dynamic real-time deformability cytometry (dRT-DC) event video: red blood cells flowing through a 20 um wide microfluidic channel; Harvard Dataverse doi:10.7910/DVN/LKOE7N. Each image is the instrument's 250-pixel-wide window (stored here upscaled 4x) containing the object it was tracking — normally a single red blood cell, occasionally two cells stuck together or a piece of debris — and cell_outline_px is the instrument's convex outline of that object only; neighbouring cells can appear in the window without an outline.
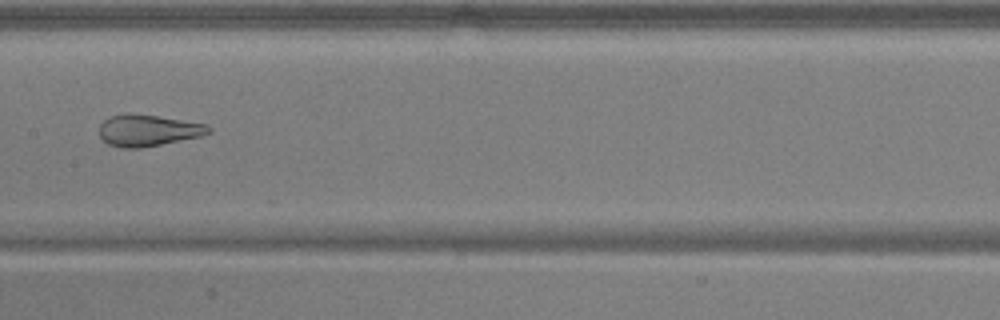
{"species": "common noctule bat (a hibernating species)", "species_latin": "Nyctalus noctula", "temperature_condition": "warm", "stored_images_in_passage": 7, "camera_frame_rate_fps": 3000, "um_per_image_px": 0.085, "animal": {"sex": "male", "body_mass_g": 17.9, "forearm_length_mm": 54.2}, "frame": {"image": 1, "passage_image": 7, "time_ms": 2.0, "image_size_px": [1000, 320], "cell_outline_px": [[212, 128], [208, 132], [200, 136], [140, 148], [124, 148], [108, 144], [100, 136], [100, 124], [104, 120], [112, 116], [128, 112], [156, 116], [208, 124]], "centroid_in_image_um": [12.56, 11.07], "position_along_channel_um": 194.8, "area_um2": 19.83}}